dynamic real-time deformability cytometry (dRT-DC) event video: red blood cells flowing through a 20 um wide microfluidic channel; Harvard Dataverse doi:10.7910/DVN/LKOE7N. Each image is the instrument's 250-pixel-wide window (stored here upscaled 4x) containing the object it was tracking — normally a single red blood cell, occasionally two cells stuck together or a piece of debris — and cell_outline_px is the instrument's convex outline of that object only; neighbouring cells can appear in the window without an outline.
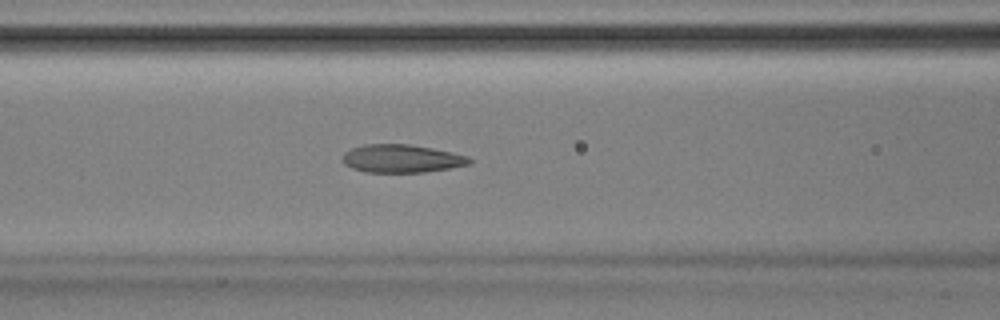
{"species": "Egyptian fruit bat (a non-hibernating species)", "species_latin": "Rousettus aegyptiacus", "temperature_condition": "room temperature", "stored_images_in_passage": 46, "camera_frame_rate_fps": 3000, "um_per_image_px": 0.085, "animal": {"sex": "male"}, "frame": {"image": 1, "passage_image": 16, "time_ms": 5.0, "image_size_px": [1000, 320], "cell_outline_px": [[472, 164], [424, 172], [364, 172], [352, 168], [344, 164], [340, 160], [340, 156], [344, 152], [352, 148], [364, 144], [408, 144], [432, 148], [452, 152], [468, 156], [472, 160]], "centroid_in_image_um": [34.1, 13.48], "position_along_channel_um": 132.5, "area_um2": 20.92}}
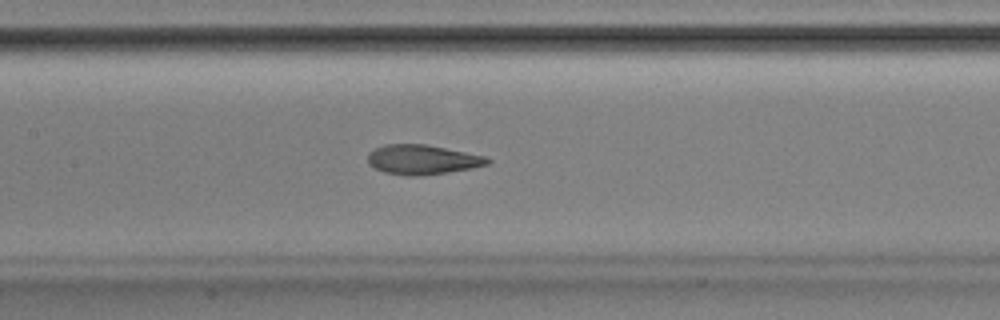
{"frame": {"image": 2, "passage_image": 19, "time_ms": 6.0, "image_size_px": [1000, 320], "cell_outline_px": [[492, 160], [488, 164], [472, 168], [448, 172], [416, 176], [408, 176], [384, 172], [368, 164], [368, 152], [384, 144], [424, 144], [484, 156]], "centroid_in_image_um": [35.87, 13.57], "position_along_channel_um": 171.5, "area_um2": 20.46}}
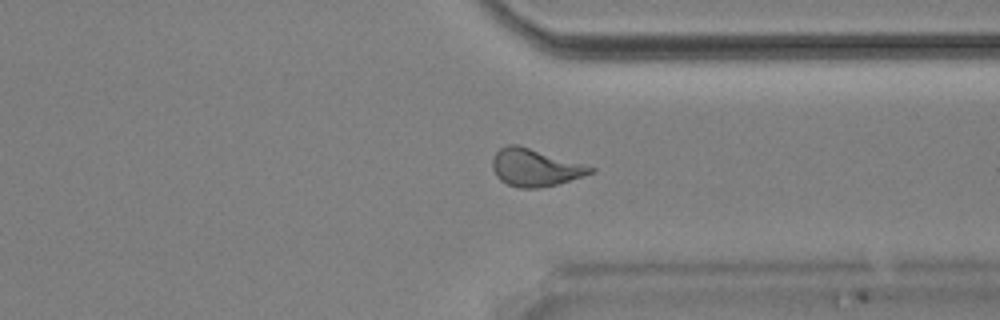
{"frame": {"image": 3, "passage_image": 34, "time_ms": 11.0, "image_size_px": [1000, 320], "cell_outline_px": [[596, 172], [556, 184], [540, 188], [520, 188], [508, 184], [500, 180], [496, 176], [492, 168], [492, 160], [496, 152], [500, 148], [508, 144], [516, 144], [596, 168]], "centroid_in_image_um": [45.45, 14.25], "position_along_channel_um": 365.9, "area_um2": 21.1}, "authors_computed_cell_mechanics": {"area_um2": 21.2993, "velocity_mm_per_s": 3.8943, "shape_relaxation_time_tau1_ms": 6.3769, "shape_relaxation_time_tau2_ms": 1.7283, "deformation_change_tau1": 0.1789, "deformation_change_tau2": 0.0855}}